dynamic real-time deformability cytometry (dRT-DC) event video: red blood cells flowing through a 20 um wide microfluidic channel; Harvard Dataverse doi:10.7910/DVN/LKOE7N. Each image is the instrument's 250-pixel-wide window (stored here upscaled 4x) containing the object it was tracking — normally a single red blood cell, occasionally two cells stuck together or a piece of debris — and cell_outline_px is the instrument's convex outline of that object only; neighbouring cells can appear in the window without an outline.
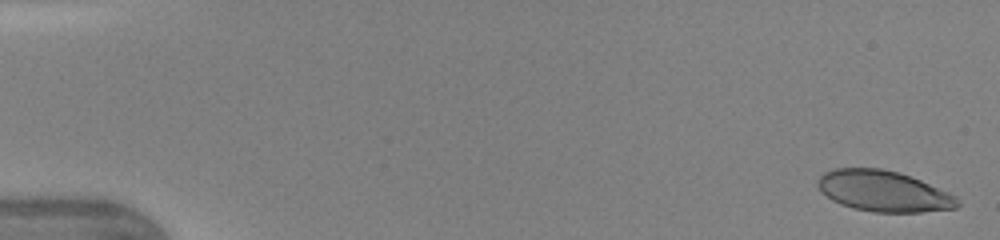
{"species": "human", "species_latin": "Homo sapiens", "temperature_condition": "warm", "stored_images_in_passage": 46, "camera_frame_rate_fps": 3000, "um_per_image_px": 0.085, "donor": {"sex": "female"}, "frame": {"image": 1, "passage_image": 1, "time_ms": 0.0, "image_size_px": [1000, 240], "cell_outline_px": [[960, 204], [956, 208], [920, 212], [872, 212], [852, 208], [840, 204], [832, 200], [820, 192], [816, 184], [820, 176], [824, 172], [836, 168], [880, 168], [900, 172], [920, 180], [948, 192], [956, 196]], "centroid_in_image_um": [75.07, 16.25], "position_along_channel_um": 9.9, "area_um2": 33.41}}
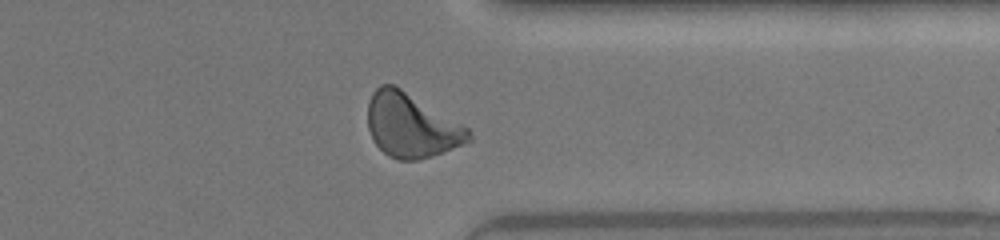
{"frame": {"image": 2, "passage_image": 37, "time_ms": 12.0, "image_size_px": [1000, 240], "cell_outline_px": [[472, 140], [464, 144], [432, 156], [420, 160], [396, 160], [388, 156], [372, 140], [368, 128], [368, 100], [372, 92], [380, 84], [396, 84], [468, 128], [472, 136]], "centroid_in_image_um": [34.94, 10.66], "position_along_channel_um": 376.5, "area_um2": 37.92}}
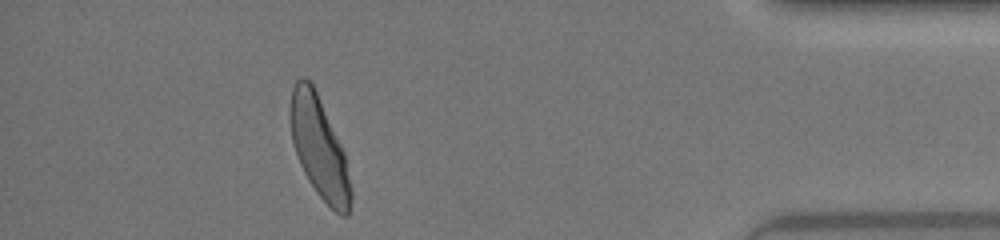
{"frame": {"image": 3, "passage_image": 42, "time_ms": 13.667, "image_size_px": [1000, 240], "cell_outline_px": [[352, 196], [348, 216], [340, 216], [316, 192], [304, 172], [300, 164], [292, 140], [288, 116], [288, 112], [292, 88], [296, 80], [300, 76], [304, 76], [312, 84], [316, 92], [344, 152], [352, 188]], "centroid_in_image_um": [27.11, 12.54], "position_along_channel_um": 408.1, "area_um2": 35.49}, "authors_computed_cell_mechanics": {"area_um2": 35.6626, "velocity_mm_per_s": 4.3525, "shape_relaxation_time_tau1_ms": 3.0586, "shape_relaxation_time_tau2_ms": null, "deformation_change_tau1": 0.1611, "deformation_change_tau2": null}}